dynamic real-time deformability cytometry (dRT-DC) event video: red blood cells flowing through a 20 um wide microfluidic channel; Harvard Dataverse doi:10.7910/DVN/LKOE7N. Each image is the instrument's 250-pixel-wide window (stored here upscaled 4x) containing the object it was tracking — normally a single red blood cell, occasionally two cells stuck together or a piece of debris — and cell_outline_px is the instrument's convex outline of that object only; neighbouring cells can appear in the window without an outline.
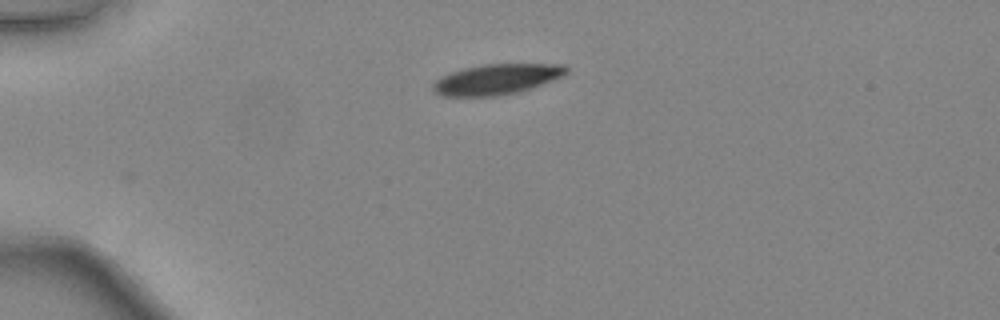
{"species": "common noctule bat (a hibernating species)", "species_latin": "Nyctalus noctula", "temperature_condition": "warm", "stored_images_in_passage": 30, "camera_frame_rate_fps": 3000, "um_per_image_px": 0.085, "animal": {"sex": "female", "body_mass_g": 24.6, "forearm_length_mm": 56.2}, "frame": {"image": 1, "passage_image": 1, "time_ms": 0.0, "image_size_px": [1000, 320], "cell_outline_px": [[568, 72], [552, 80], [532, 88], [516, 92], [496, 96], [440, 96], [432, 88], [432, 84], [440, 76], [464, 68], [484, 64], [564, 64], [568, 68]], "centroid_in_image_um": [42.19, 6.73], "position_along_channel_um": 42.8, "area_um2": 23.52}}
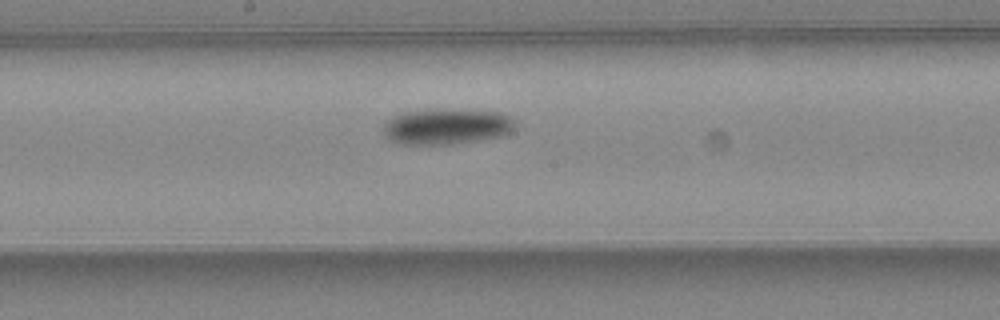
{"frame": {"image": 2, "passage_image": 15, "time_ms": 4.667, "image_size_px": [1000, 320], "cell_outline_px": [[516, 124], [512, 132], [496, 136], [476, 140], [452, 144], [400, 144], [388, 140], [384, 136], [384, 124], [388, 120], [396, 116], [408, 112], [500, 112], [508, 116]], "centroid_in_image_um": [37.93, 10.81], "position_along_channel_um": 210.3, "area_um2": 25.95}}
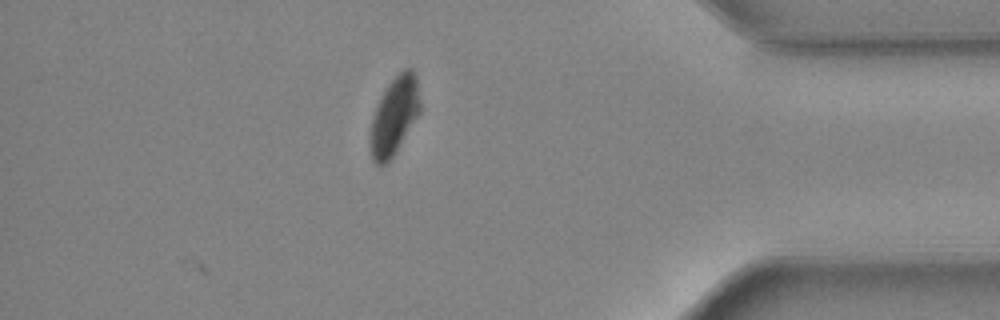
{"frame": {"image": 3, "passage_image": 30, "time_ms": 9.667, "image_size_px": [1000, 320], "cell_outline_px": [[420, 112], [396, 152], [380, 168], [372, 160], [372, 120], [376, 108], [388, 84], [404, 68], [412, 68], [416, 76], [420, 100]], "centroid_in_image_um": [33.56, 9.84], "position_along_channel_um": 401.6, "area_um2": 21.91}, "authors_computed_cell_mechanics": {"area_um2": 25.3742, "velocity_mm_per_s": 4.4258, "shape_relaxation_time_tau1_ms": 2.9462, "shape_relaxation_time_tau2_ms": null, "deformation_change_tau1": 0.1153, "deformation_change_tau2": null}}